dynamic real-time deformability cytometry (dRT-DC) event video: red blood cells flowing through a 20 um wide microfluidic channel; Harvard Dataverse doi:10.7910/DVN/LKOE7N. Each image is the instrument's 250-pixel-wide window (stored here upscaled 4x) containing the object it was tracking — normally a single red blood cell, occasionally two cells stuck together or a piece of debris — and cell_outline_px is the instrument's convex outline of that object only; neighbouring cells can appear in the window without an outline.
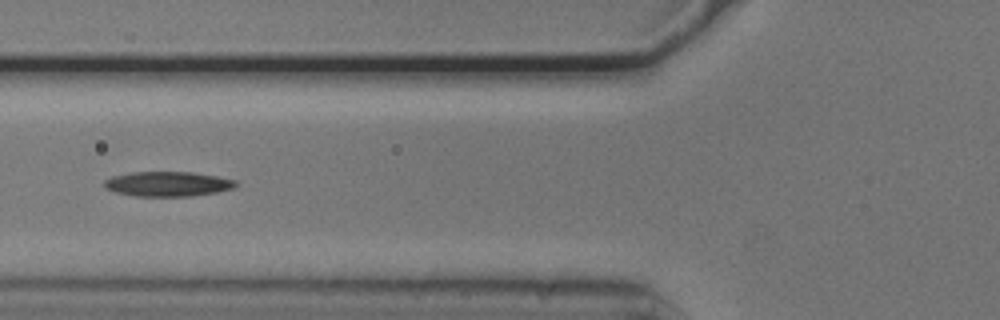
{"species": "common noctule bat (a hibernating species)", "species_latin": "Nyctalus noctula", "temperature_condition": "cold", "stored_images_in_passage": 39, "camera_frame_rate_fps": 3000, "um_per_image_px": 0.085, "animal": {"sex": "male", "body_mass_g": 20.5, "forearm_length_mm": 52.5}, "frame": {"image": 1, "passage_image": 6, "time_ms": 1.667, "image_size_px": [1000, 320], "cell_outline_px": [[240, 184], [236, 188], [216, 192], [192, 196], [136, 196], [116, 192], [104, 188], [104, 180], [112, 176], [132, 172], [192, 172], [216, 176], [236, 180]], "centroid_in_image_um": [14.29, 15.63], "position_along_channel_um": 111.5, "area_um2": 19.13}, "authors_computed_cell_mechanics": {"area_um2": 18.0914, "velocity_mm_per_s": 3.7364, "shape_relaxation_time_tau1_ms": 5.1649, "shape_relaxation_time_tau2_ms": 8.8103, "deformation_change_tau1": 0.1288, "deformation_change_tau2": 0.2102}}